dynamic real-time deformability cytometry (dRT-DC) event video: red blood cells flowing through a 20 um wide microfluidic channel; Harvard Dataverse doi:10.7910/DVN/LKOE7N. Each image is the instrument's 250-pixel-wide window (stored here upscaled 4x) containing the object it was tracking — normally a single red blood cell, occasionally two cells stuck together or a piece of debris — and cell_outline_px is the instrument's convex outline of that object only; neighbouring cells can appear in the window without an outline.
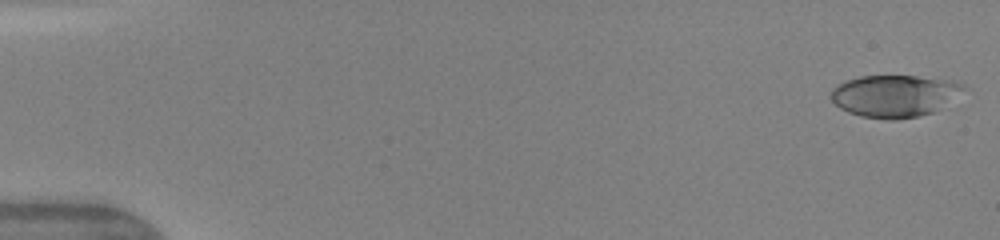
{"species": "human", "species_latin": "Homo sapiens", "temperature_condition": "warm", "stored_images_in_passage": 48, "camera_frame_rate_fps": 3000, "um_per_image_px": 0.085, "donor": {"sex": "female"}, "frame": {"image": 1, "passage_image": 1, "time_ms": 0.0, "image_size_px": [1000, 240], "cell_outline_px": [[968, 88], [932, 112], [916, 116], [896, 120], [888, 120], [860, 116], [848, 112], [840, 108], [832, 100], [832, 88], [848, 80], [860, 76], [916, 76], [952, 80]], "centroid_in_image_um": [76.02, 8.15], "position_along_channel_um": 9.0, "area_um2": 32.08}}
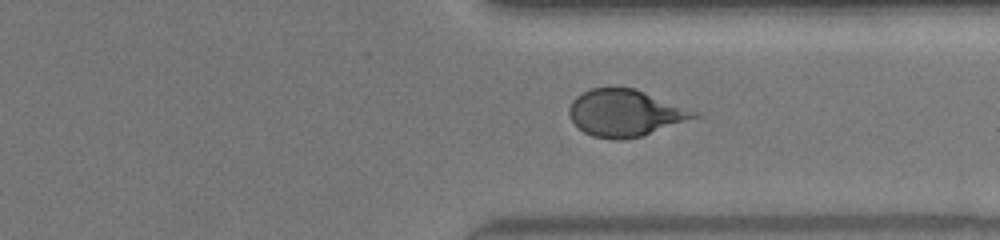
{"frame": {"image": 2, "passage_image": 37, "time_ms": 12.0, "image_size_px": [1000, 240], "cell_outline_px": [[700, 116], [640, 136], [620, 140], [592, 136], [584, 132], [572, 120], [568, 112], [568, 108], [572, 100], [576, 96], [592, 88], [636, 88], [700, 112]], "centroid_in_image_um": [53.15, 9.59], "position_along_channel_um": 358.3, "area_um2": 33.81}}
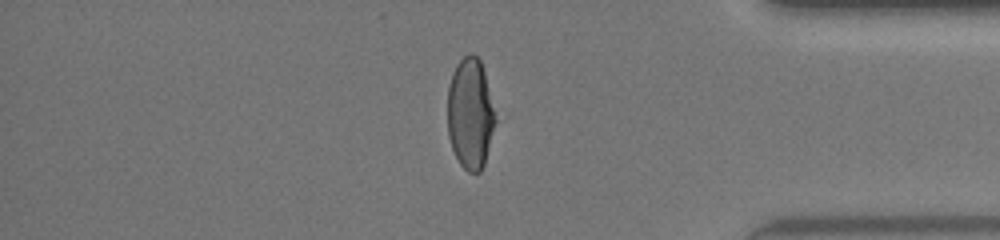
{"frame": {"image": 3, "passage_image": 41, "time_ms": 13.333, "image_size_px": [1000, 240], "cell_outline_px": [[500, 120], [484, 164], [480, 172], [468, 172], [460, 164], [452, 148], [448, 136], [448, 88], [452, 72], [456, 64], [468, 52], [472, 52], [480, 60], [500, 116]], "centroid_in_image_um": [40.05, 9.65], "position_along_channel_um": 395.1, "area_um2": 32.25}, "authors_computed_cell_mechanics": {"area_um2": 33.2639, "velocity_mm_per_s": 4.2128, "shape_relaxation_time_tau1_ms": 3.1462, "shape_relaxation_time_tau2_ms": 0.9217, "deformation_change_tau1": 0.1554, "deformation_change_tau2": 0.0666}}